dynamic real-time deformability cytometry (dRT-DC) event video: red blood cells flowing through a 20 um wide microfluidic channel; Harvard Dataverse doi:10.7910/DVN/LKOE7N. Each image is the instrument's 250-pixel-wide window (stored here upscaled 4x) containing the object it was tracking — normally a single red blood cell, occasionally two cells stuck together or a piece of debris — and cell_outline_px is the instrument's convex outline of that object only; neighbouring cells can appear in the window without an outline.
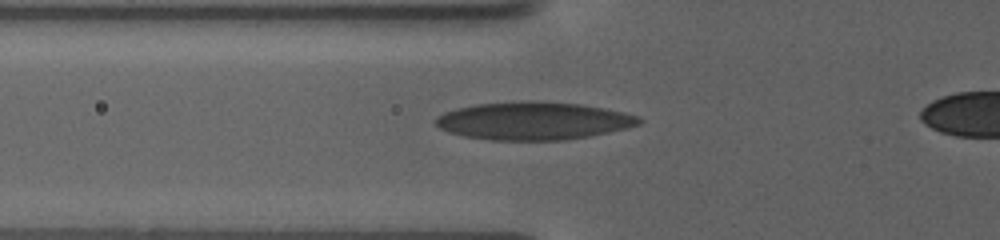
{"species": "human", "species_latin": "Homo sapiens", "temperature_condition": "warm", "stored_images_in_passage": 48, "camera_frame_rate_fps": 3000, "um_per_image_px": 0.085, "donor": {"sex": "female"}, "frame": {"image": 1, "passage_image": 2, "time_ms": 0.667, "image_size_px": [1000, 240], "cell_outline_px": [[644, 120], [640, 124], [628, 128], [588, 136], [564, 140], [492, 140], [464, 136], [448, 132], [440, 128], [436, 124], [436, 116], [444, 112], [456, 108], [476, 104], [520, 100], [536, 100], [580, 104], [604, 108], [624, 112], [640, 116]], "centroid_in_image_um": [45.36, 10.26], "position_along_channel_um": 80.4, "area_um2": 45.2}}
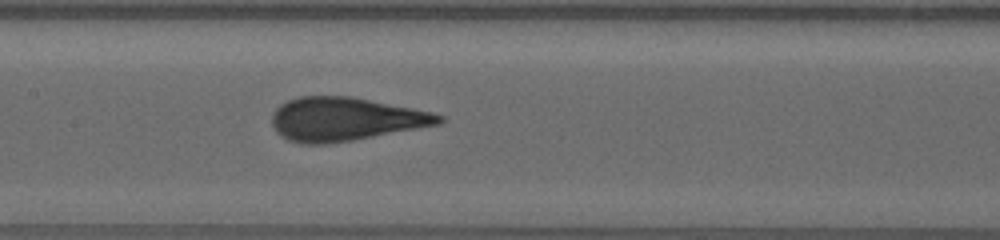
{"frame": {"image": 2, "passage_image": 8, "time_ms": 4.0, "image_size_px": [1000, 240], "cell_outline_px": [[444, 120], [440, 124], [352, 140], [324, 144], [300, 144], [288, 140], [276, 132], [272, 124], [272, 112], [280, 104], [288, 100], [300, 96], [352, 96], [432, 112], [444, 116]], "centroid_in_image_um": [29.31, 10.12], "position_along_channel_um": 178.1, "area_um2": 42.25}}
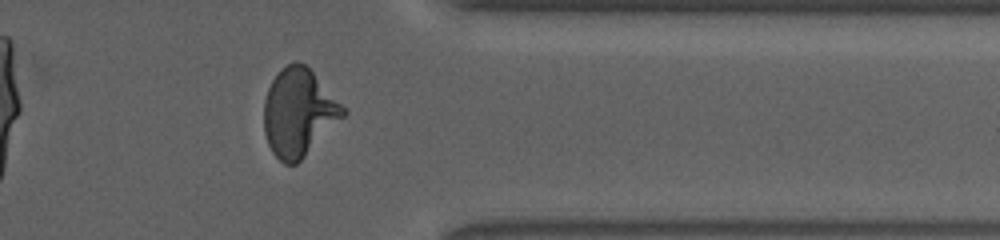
{"frame": {"image": 3, "passage_image": 38, "time_ms": 11.333, "image_size_px": [1000, 240], "cell_outline_px": [[348, 112], [296, 164], [284, 164], [272, 152], [268, 144], [264, 132], [264, 100], [268, 88], [272, 80], [280, 68], [296, 60], [304, 64], [312, 72]], "centroid_in_image_um": [25.34, 9.56], "position_along_channel_um": 386.1, "area_um2": 39.77}}